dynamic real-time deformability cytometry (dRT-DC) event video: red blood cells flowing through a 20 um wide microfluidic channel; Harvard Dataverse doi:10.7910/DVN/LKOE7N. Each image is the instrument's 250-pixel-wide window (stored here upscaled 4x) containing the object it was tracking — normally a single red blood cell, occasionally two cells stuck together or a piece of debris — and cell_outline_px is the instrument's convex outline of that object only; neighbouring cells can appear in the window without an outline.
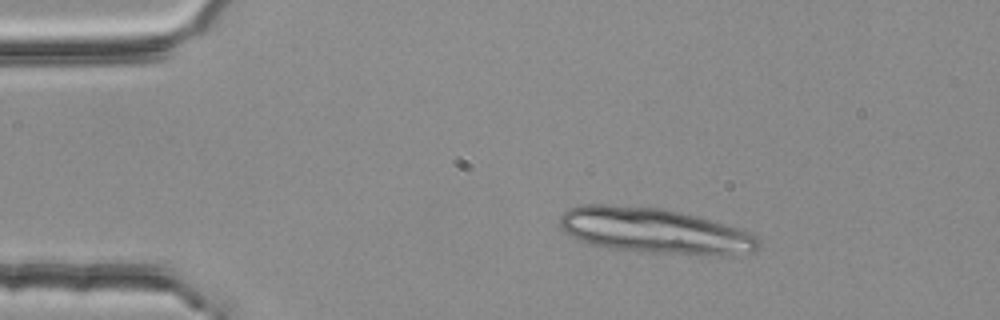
{"species": "common noctule bat (a hibernating species)", "species_latin": "Nyctalus noctula", "temperature_condition": "room temperature", "stored_images_in_passage": 7, "segment_of_instrument_passage": [1, 2], "camera_frame_rate_fps": 3000, "um_per_image_px": 0.085, "animal": {"sex": "female", "body_mass_g": 25.1}, "frame": {"image": 1, "passage_image": 2, "time_ms": 0.333, "image_size_px": [1000, 320], "cell_outline_px": [[760, 244], [756, 252], [736, 256], [704, 256], [656, 252], [612, 248], [592, 244], [576, 240], [564, 232], [560, 228], [560, 216], [568, 208], [580, 204], [608, 204], [660, 208], [680, 212], [712, 220], [740, 228], [752, 232], [760, 240]], "centroid_in_image_um": [55.7, 19.63], "position_along_channel_um": 29.3, "area_um2": 53.29}}